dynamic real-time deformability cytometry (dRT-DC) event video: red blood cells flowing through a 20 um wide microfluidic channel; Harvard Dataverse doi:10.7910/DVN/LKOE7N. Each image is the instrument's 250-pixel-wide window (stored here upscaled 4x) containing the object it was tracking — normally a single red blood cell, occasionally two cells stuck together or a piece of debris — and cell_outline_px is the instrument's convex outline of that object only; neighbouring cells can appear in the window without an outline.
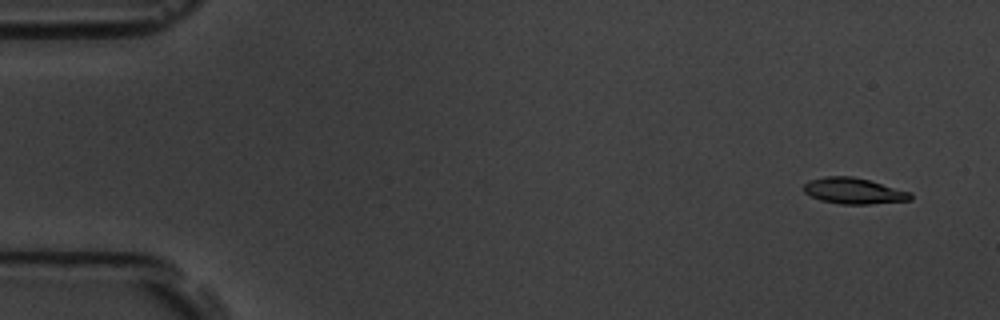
{"species": "common noctule bat (a hibernating species)", "species_latin": "Nyctalus noctula", "temperature_condition": "room temperature", "stored_images_in_passage": 5, "camera_frame_rate_fps": 3000, "um_per_image_px": 0.085, "animal": {"sex": "male", "body_mass_g": 19.5, "forearm_length_mm": 54.6}, "frame": {"image": 1, "passage_image": 2, "time_ms": 1.0, "image_size_px": [1000, 320], "cell_outline_px": [[912, 200], [868, 204], [840, 204], [820, 200], [804, 192], [804, 184], [808, 180], [824, 176], [852, 176], [868, 180], [912, 192]], "centroid_in_image_um": [72.56, 16.22], "position_along_channel_um": 12.4, "area_um2": 16.18}}
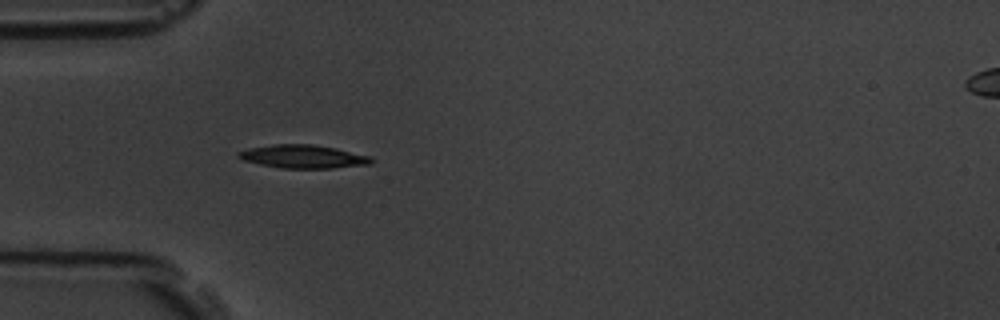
{"frame": {"image": 2, "passage_image": 5, "time_ms": 5.667, "image_size_px": [1000, 320], "cell_outline_px": [[372, 164], [332, 168], [284, 168], [260, 164], [244, 160], [236, 156], [236, 152], [248, 148], [272, 144], [312, 144], [336, 148], [372, 156]], "centroid_in_image_um": [25.77, 13.3], "position_along_channel_um": 59.2, "area_um2": 18.09}}